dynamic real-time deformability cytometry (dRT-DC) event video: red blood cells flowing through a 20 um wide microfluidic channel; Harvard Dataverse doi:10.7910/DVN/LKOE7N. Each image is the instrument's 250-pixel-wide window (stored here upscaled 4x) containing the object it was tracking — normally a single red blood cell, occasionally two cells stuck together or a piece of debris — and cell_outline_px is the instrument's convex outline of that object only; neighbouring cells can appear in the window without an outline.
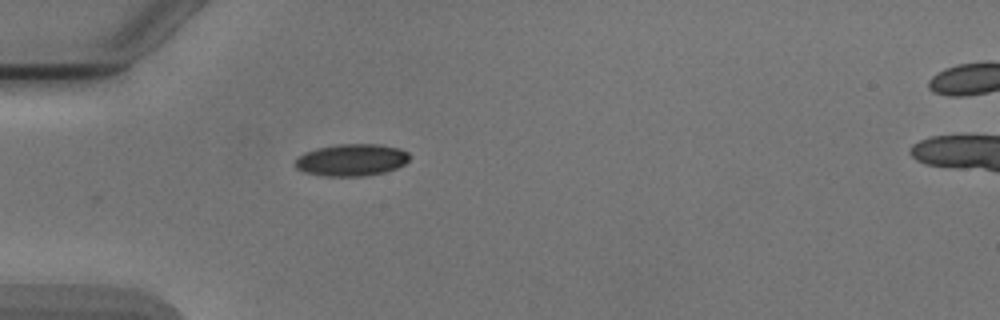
{"species": "Egyptian fruit bat (a non-hibernating species)", "species_latin": "Rousettus aegyptiacus", "temperature_condition": "cold", "stored_images_in_passage": 2, "segment_of_instrument_passage": [1, 2], "camera_frame_rate_fps": 3000, "um_per_image_px": 0.085, "animal": {"sex": "male"}, "frame": {"image": 1, "passage_image": 1, "time_ms": 0.0, "image_size_px": [1000, 320], "cell_outline_px": [[408, 160], [404, 164], [396, 168], [384, 172], [364, 176], [328, 176], [304, 172], [296, 168], [296, 160], [304, 152], [316, 148], [336, 144], [380, 144], [400, 148], [408, 152]], "centroid_in_image_um": [29.89, 13.58], "position_along_channel_um": 55.1, "area_um2": 21.27}}